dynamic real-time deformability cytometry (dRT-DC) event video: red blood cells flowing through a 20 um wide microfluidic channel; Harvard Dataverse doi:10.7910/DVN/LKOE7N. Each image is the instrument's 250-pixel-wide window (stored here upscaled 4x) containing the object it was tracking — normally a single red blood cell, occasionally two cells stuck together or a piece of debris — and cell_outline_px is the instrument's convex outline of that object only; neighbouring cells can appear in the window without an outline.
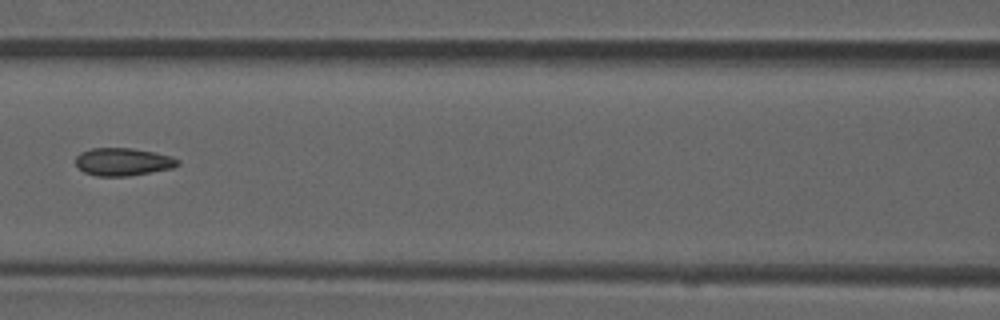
{"species": "common noctule bat (a hibernating species)", "species_latin": "Nyctalus noctula", "temperature_condition": "room temperature", "stored_images_in_passage": 7, "camera_frame_rate_fps": 3000, "um_per_image_px": 0.085, "animal": {"sex": "male", "forearm_length_mm": 52.5}, "frame": {"image": 1, "passage_image": 7, "time_ms": 2.0, "image_size_px": [1000, 320], "cell_outline_px": [[180, 164], [172, 168], [128, 176], [96, 176], [84, 172], [76, 164], [76, 156], [80, 152], [92, 148], [132, 148], [156, 152], [172, 156], [180, 160]], "centroid_in_image_um": [10.47, 13.74], "position_along_channel_um": 156.1, "area_um2": 16.59}}